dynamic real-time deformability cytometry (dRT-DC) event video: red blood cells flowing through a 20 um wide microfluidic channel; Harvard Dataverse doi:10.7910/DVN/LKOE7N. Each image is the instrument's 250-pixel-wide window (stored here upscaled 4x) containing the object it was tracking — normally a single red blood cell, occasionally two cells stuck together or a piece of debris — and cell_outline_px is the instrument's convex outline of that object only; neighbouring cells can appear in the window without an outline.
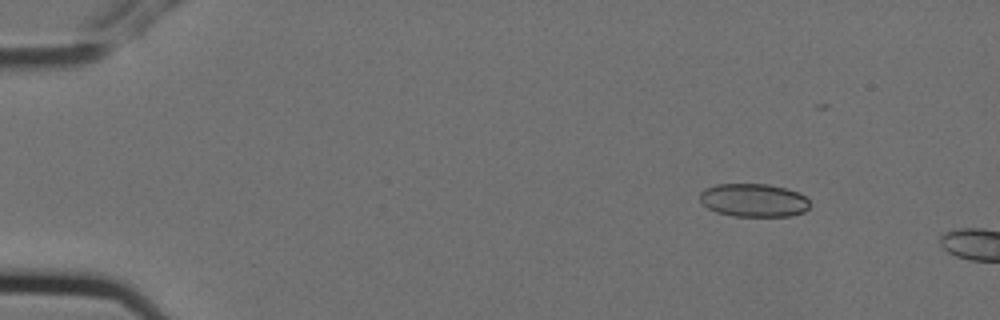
{"species": "Egyptian fruit bat (a non-hibernating species)", "species_latin": "Rousettus aegyptiacus", "temperature_condition": "cold", "stored_images_in_passage": 4, "camera_frame_rate_fps": 3000, "um_per_image_px": 0.085, "animal": {"sex": "female"}, "frame": {"image": 1, "passage_image": 3, "time_ms": 0.667, "image_size_px": [1000, 320], "cell_outline_px": [[808, 208], [804, 212], [788, 216], [732, 216], [716, 212], [708, 208], [700, 200], [700, 192], [704, 188], [716, 184], [768, 184], [800, 192], [808, 200]], "centroid_in_image_um": [64.04, 17.01], "position_along_channel_um": 21.0, "area_um2": 21.33}}